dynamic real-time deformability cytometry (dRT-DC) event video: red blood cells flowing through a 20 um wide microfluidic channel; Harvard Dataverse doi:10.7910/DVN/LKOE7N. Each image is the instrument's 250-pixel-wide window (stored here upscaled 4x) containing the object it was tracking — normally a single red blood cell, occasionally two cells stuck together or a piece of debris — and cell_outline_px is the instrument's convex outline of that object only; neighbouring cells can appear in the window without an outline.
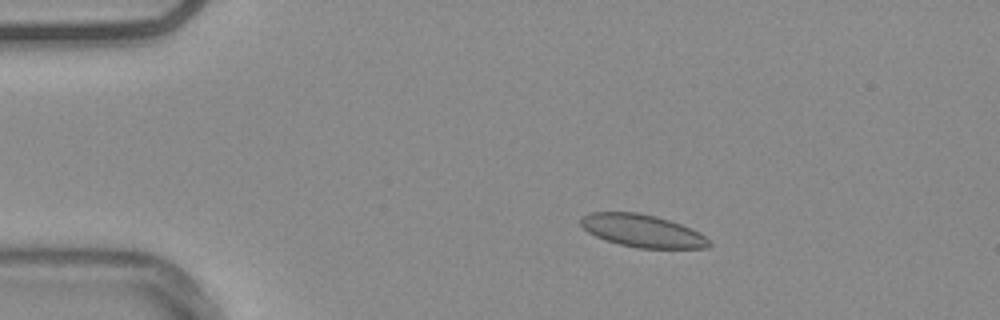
{"species": "common noctule bat (a hibernating species)", "species_latin": "Nyctalus noctula", "temperature_condition": "warm", "stored_images_in_passage": 48, "camera_frame_rate_fps": 3000, "um_per_image_px": 0.085, "animal": {"sex": "male", "body_mass_g": 20.4}, "frame": {"image": 1, "passage_image": 4, "time_ms": 1.0, "image_size_px": [1000, 320], "cell_outline_px": [[712, 244], [708, 248], [636, 248], [604, 240], [588, 232], [580, 224], [580, 216], [588, 212], [640, 212], [656, 216], [692, 228], [700, 232]], "centroid_in_image_um": [54.58, 19.61], "position_along_channel_um": 30.4, "area_um2": 24.57}}
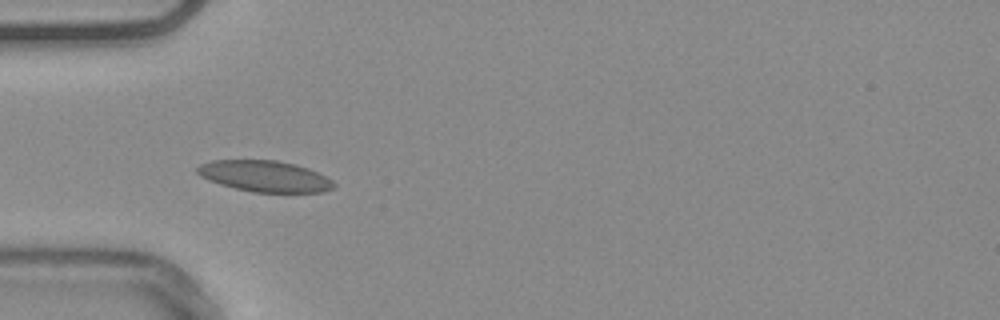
{"frame": {"image": 2, "passage_image": 11, "time_ms": 3.333, "image_size_px": [1000, 320], "cell_outline_px": [[336, 184], [332, 188], [324, 192], [252, 192], [220, 184], [208, 180], [200, 176], [196, 172], [196, 168], [200, 164], [212, 160], [276, 160], [296, 164], [308, 168], [332, 180]], "centroid_in_image_um": [22.48, 14.97], "position_along_channel_um": 62.5, "area_um2": 24.74}}
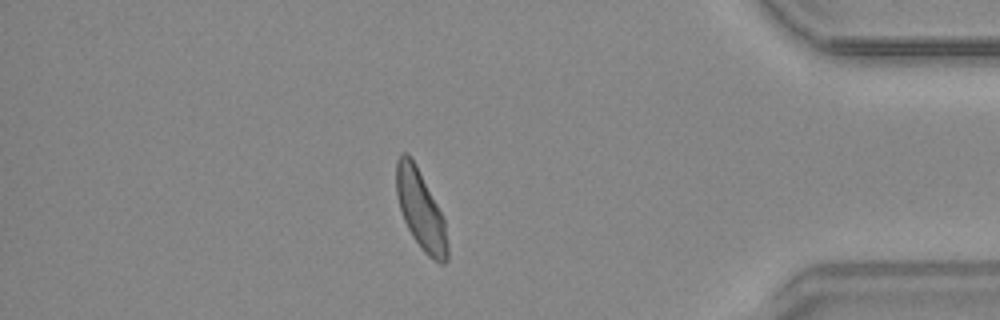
{"frame": {"image": 3, "passage_image": 41, "time_ms": 13.333, "image_size_px": [1000, 320], "cell_outline_px": [[448, 260], [444, 264], [440, 264], [432, 260], [424, 252], [412, 236], [404, 220], [396, 196], [396, 160], [400, 152], [408, 152], [416, 164], [444, 220], [448, 244]], "centroid_in_image_um": [35.74, 17.84], "position_along_channel_um": 399.5, "area_um2": 23.52}, "authors_computed_cell_mechanics": {"area_um2": 23.698, "velocity_mm_per_s": 3.7295, "shape_relaxation_time_tau1_ms": 5.1911, "shape_relaxation_time_tau2_ms": 1.3611, "deformation_change_tau1": 0.1368, "deformation_change_tau2": 0.0618}}